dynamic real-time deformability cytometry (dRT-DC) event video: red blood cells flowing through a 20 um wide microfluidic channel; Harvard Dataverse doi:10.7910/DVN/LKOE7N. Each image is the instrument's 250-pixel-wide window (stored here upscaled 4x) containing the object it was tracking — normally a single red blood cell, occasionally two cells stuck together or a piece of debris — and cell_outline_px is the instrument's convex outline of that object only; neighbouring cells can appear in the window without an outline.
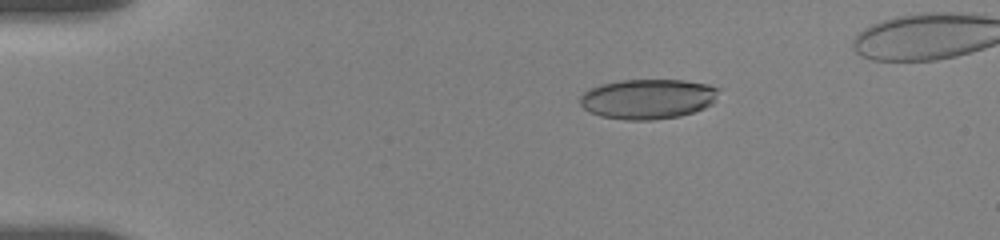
{"species": "human", "species_latin": "Homo sapiens", "temperature_condition": "room temperature", "stored_images_in_passage": 56, "camera_frame_rate_fps": 3000, "um_per_image_px": 0.085, "donor": {"sex": "female"}, "frame": {"image": 1, "passage_image": 11, "time_ms": 3.333, "image_size_px": [1000, 240], "cell_outline_px": [[720, 88], [712, 104], [704, 108], [680, 116], [652, 120], [624, 120], [600, 116], [588, 112], [580, 104], [580, 96], [584, 92], [600, 84], [620, 80], [684, 80], [708, 84]], "centroid_in_image_um": [55.05, 8.41], "position_along_channel_um": 29.9, "area_um2": 32.43}}
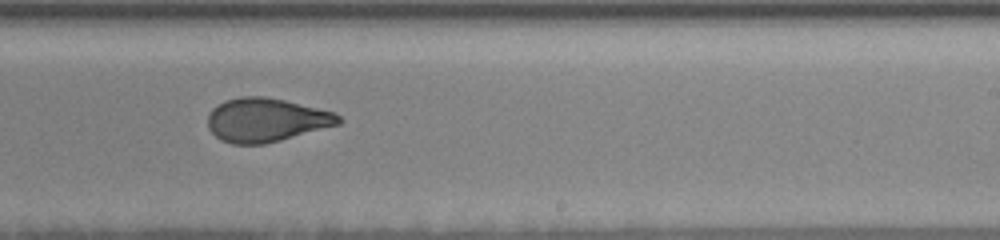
{"frame": {"image": 2, "passage_image": 36, "time_ms": 11.667, "image_size_px": [1000, 240], "cell_outline_px": [[344, 120], [340, 124], [280, 140], [264, 144], [232, 144], [220, 140], [208, 128], [208, 112], [216, 104], [224, 100], [240, 96], [264, 96], [284, 100], [336, 112]], "centroid_in_image_um": [22.61, 10.19], "position_along_channel_um": 266.4, "area_um2": 33.58}}
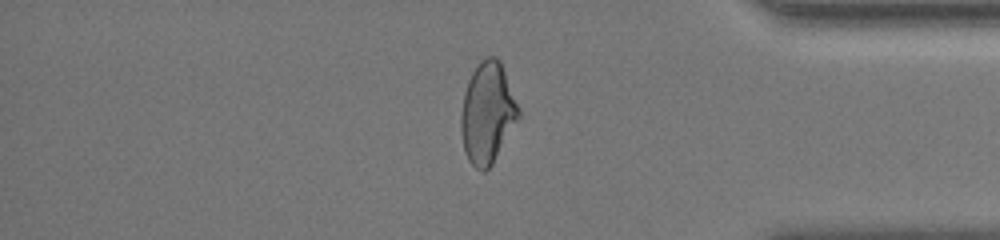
{"frame": {"image": 3, "passage_image": 48, "time_ms": 15.667, "image_size_px": [1000, 240], "cell_outline_px": [[520, 116], [492, 164], [484, 172], [480, 172], [468, 160], [464, 152], [460, 132], [460, 116], [464, 92], [468, 80], [472, 72], [480, 60], [484, 56], [496, 56], [500, 60], [520, 108]], "centroid_in_image_um": [41.42, 9.59], "position_along_channel_um": 393.8, "area_um2": 34.16}, "authors_computed_cell_mechanics": {"area_um2": 33.8419, "velocity_mm_per_s": 3.6303, "shape_relaxation_time_tau1_ms": 6.5915, "shape_relaxation_time_tau2_ms": 1.4671, "deformation_change_tau1": 0.1953, "deformation_change_tau2": 0.0762}}